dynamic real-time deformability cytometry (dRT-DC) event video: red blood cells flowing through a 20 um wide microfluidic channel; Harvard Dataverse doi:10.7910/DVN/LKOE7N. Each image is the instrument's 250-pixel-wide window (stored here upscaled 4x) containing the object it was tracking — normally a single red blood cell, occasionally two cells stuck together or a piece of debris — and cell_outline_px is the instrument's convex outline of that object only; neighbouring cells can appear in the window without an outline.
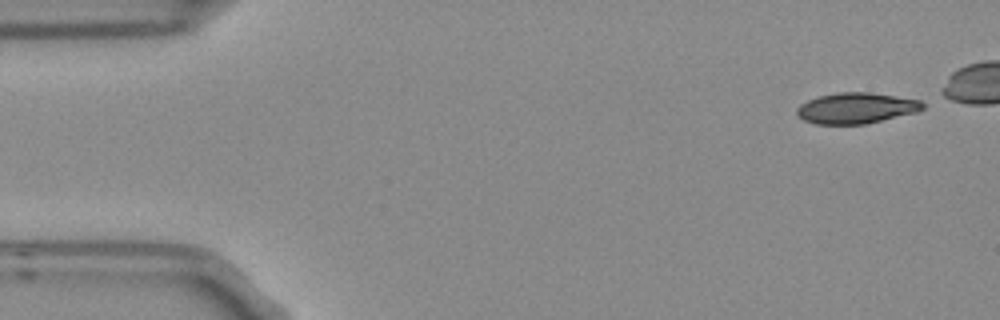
{"species": "Egyptian fruit bat (a non-hibernating species)", "species_latin": "Rousettus aegyptiacus", "temperature_condition": "room temperature", "stored_images_in_passage": 7, "camera_frame_rate_fps": 3000, "um_per_image_px": 0.085, "frame": {"image": 1, "passage_image": 1, "time_ms": 0.0, "image_size_px": [1000, 320], "cell_outline_px": [[924, 108], [916, 112], [864, 124], [816, 124], [804, 120], [796, 116], [796, 108], [800, 104], [808, 100], [820, 96], [840, 92], [872, 92], [920, 100], [924, 104]], "centroid_in_image_um": [72.75, 9.18], "position_along_channel_um": 12.3, "area_um2": 22.54}}
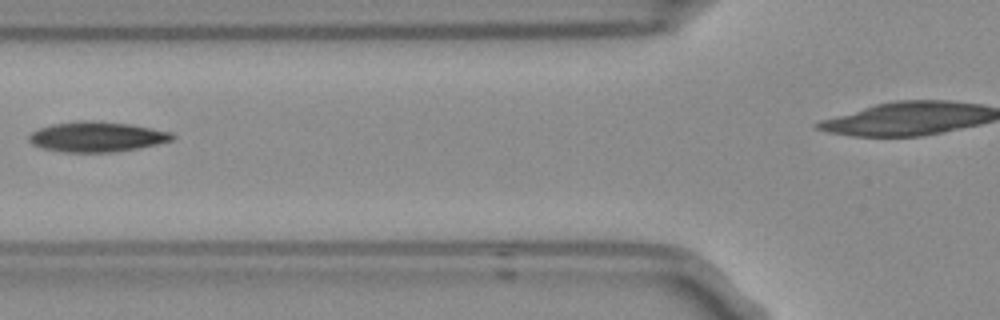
{"frame": {"image": 2, "passage_image": 6, "time_ms": 1.667, "image_size_px": [1000, 320], "cell_outline_px": [[176, 136], [172, 140], [156, 144], [136, 148], [112, 152], [68, 152], [44, 148], [32, 144], [28, 140], [28, 136], [32, 132], [40, 128], [52, 124], [76, 120], [96, 120], [128, 124], [152, 128], [172, 132]], "centroid_in_image_um": [8.23, 11.61], "position_along_channel_um": 117.6, "area_um2": 25.09}}